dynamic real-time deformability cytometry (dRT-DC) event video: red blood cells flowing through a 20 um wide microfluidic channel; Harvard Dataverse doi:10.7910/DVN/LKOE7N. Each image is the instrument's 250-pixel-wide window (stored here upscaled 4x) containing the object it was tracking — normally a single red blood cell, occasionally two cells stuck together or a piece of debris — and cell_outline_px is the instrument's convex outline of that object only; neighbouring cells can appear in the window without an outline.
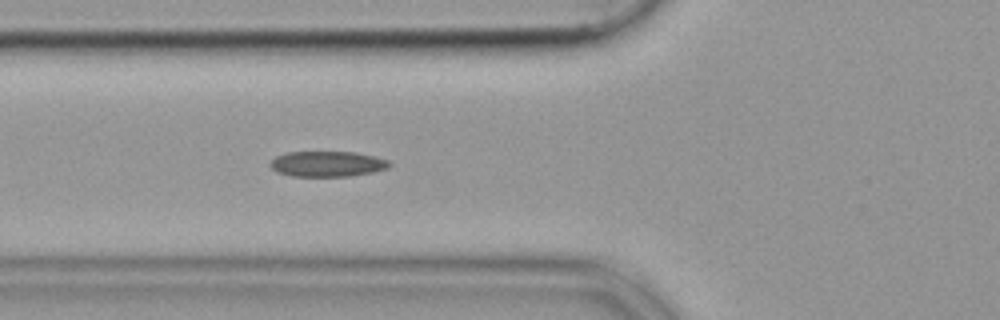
{"species": "common noctule bat (a hibernating species)", "species_latin": "Nyctalus noctula", "temperature_condition": "cold", "stored_images_in_passage": 40, "camera_frame_rate_fps": 3000, "um_per_image_px": 0.085, "animal": {"sex": "female", "body_mass_g": 19.9}, "frame": {"image": 1, "passage_image": 7, "time_ms": 2.0, "image_size_px": [1000, 320], "cell_outline_px": [[392, 164], [388, 168], [372, 172], [348, 176], [292, 176], [276, 172], [268, 164], [276, 156], [288, 152], [352, 152], [372, 156], [388, 160]], "centroid_in_image_um": [27.79, 13.93], "position_along_channel_um": 98.0, "area_um2": 17.57}}